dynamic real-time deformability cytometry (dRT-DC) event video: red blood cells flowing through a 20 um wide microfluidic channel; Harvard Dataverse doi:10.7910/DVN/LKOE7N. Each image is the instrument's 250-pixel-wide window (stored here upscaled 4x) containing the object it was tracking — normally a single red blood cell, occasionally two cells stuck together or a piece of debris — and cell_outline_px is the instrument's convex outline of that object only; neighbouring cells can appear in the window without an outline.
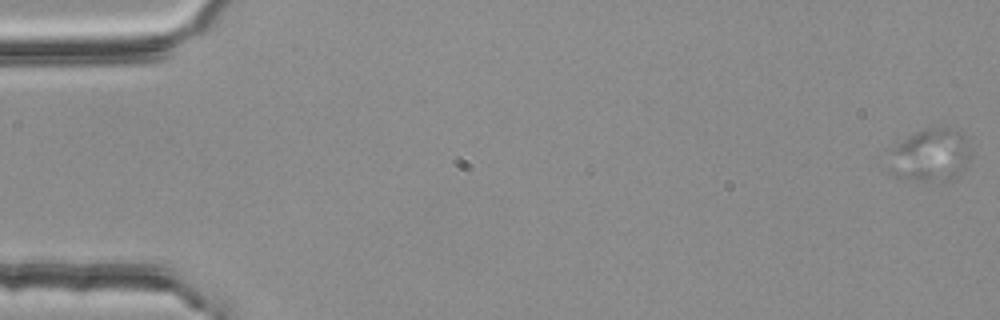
{"species": "common noctule bat (a hibernating species)", "species_latin": "Nyctalus noctula", "temperature_condition": "room temperature", "stored_images_in_passage": 55, "camera_frame_rate_fps": 3000, "um_per_image_px": 0.085, "animal": {"sex": "female", "body_mass_g": 25.1}, "frame": {"image": 1, "passage_image": 1, "time_ms": 0.0, "image_size_px": [1000, 320], "cell_outline_px": [[976, 156], [960, 172], [944, 180], [916, 180], [900, 176], [892, 172], [888, 148], [916, 132], [924, 128], [944, 128], [964, 132], [968, 136]], "centroid_in_image_um": [79.19, 13.13], "position_along_channel_um": 5.8, "area_um2": 25.55}}
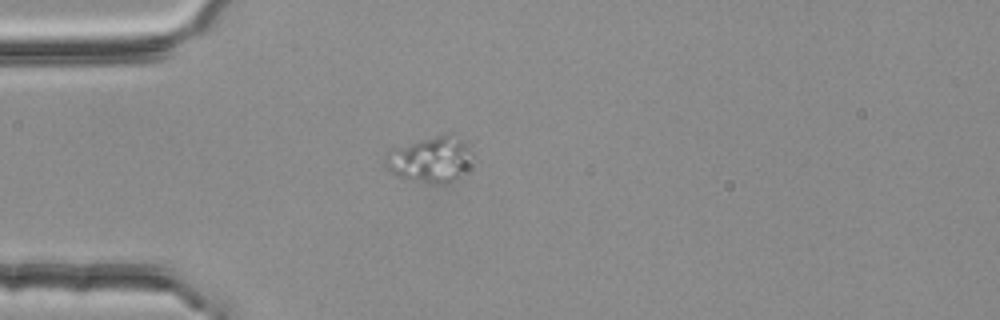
{"frame": {"image": 2, "passage_image": 16, "time_ms": 5.0, "image_size_px": [1000, 320], "cell_outline_px": [[476, 152], [468, 168], [456, 180], [448, 184], [428, 184], [408, 180], [396, 176], [384, 164], [384, 152], [388, 148], [444, 132], [452, 132]], "centroid_in_image_um": [36.59, 13.53], "position_along_channel_um": 48.4, "area_um2": 24.68}}
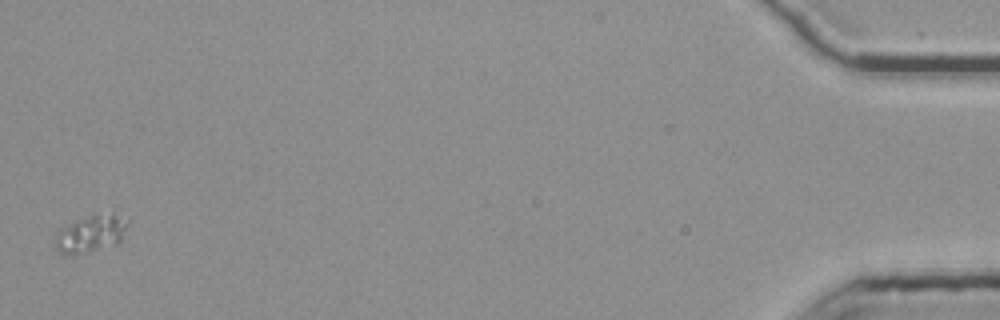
{"frame": {"image": 3, "passage_image": 55, "time_ms": 18.0, "image_size_px": [1000, 320], "cell_outline_px": [[128, 224], [120, 240], [116, 244], [88, 252], [64, 256], [56, 248], [56, 236], [60, 232], [72, 224], [112, 204]], "centroid_in_image_um": [7.84, 19.77], "position_along_channel_um": 427.4, "area_um2": 16.07}}